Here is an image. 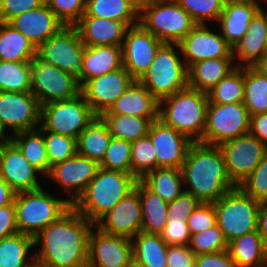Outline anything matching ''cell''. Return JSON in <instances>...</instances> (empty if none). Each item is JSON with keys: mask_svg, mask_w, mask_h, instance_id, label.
Instances as JSON below:
<instances>
[{"mask_svg": "<svg viewBox=\"0 0 267 267\" xmlns=\"http://www.w3.org/2000/svg\"><path fill=\"white\" fill-rule=\"evenodd\" d=\"M95 225L72 206L33 238L38 267H87L89 235Z\"/></svg>", "mask_w": 267, "mask_h": 267, "instance_id": "6da1fadb", "label": "cell"}, {"mask_svg": "<svg viewBox=\"0 0 267 267\" xmlns=\"http://www.w3.org/2000/svg\"><path fill=\"white\" fill-rule=\"evenodd\" d=\"M181 171L184 191L203 203H214L236 187L227 174L223 153L218 146L193 143Z\"/></svg>", "mask_w": 267, "mask_h": 267, "instance_id": "7a4b0ae2", "label": "cell"}, {"mask_svg": "<svg viewBox=\"0 0 267 267\" xmlns=\"http://www.w3.org/2000/svg\"><path fill=\"white\" fill-rule=\"evenodd\" d=\"M137 181L130 173L99 167L95 177L72 207L95 224L134 189Z\"/></svg>", "mask_w": 267, "mask_h": 267, "instance_id": "3957f363", "label": "cell"}, {"mask_svg": "<svg viewBox=\"0 0 267 267\" xmlns=\"http://www.w3.org/2000/svg\"><path fill=\"white\" fill-rule=\"evenodd\" d=\"M208 94L186 87L159 101L158 119L165 125L203 143Z\"/></svg>", "mask_w": 267, "mask_h": 267, "instance_id": "277c9868", "label": "cell"}, {"mask_svg": "<svg viewBox=\"0 0 267 267\" xmlns=\"http://www.w3.org/2000/svg\"><path fill=\"white\" fill-rule=\"evenodd\" d=\"M181 57L179 43H163L138 82L158 101L188 87V67Z\"/></svg>", "mask_w": 267, "mask_h": 267, "instance_id": "5b68a950", "label": "cell"}, {"mask_svg": "<svg viewBox=\"0 0 267 267\" xmlns=\"http://www.w3.org/2000/svg\"><path fill=\"white\" fill-rule=\"evenodd\" d=\"M13 203L18 232L33 238L71 207L66 198H57L43 187L16 193Z\"/></svg>", "mask_w": 267, "mask_h": 267, "instance_id": "8992f818", "label": "cell"}, {"mask_svg": "<svg viewBox=\"0 0 267 267\" xmlns=\"http://www.w3.org/2000/svg\"><path fill=\"white\" fill-rule=\"evenodd\" d=\"M139 24L163 43H179L196 25L175 0H144Z\"/></svg>", "mask_w": 267, "mask_h": 267, "instance_id": "52a82bcc", "label": "cell"}, {"mask_svg": "<svg viewBox=\"0 0 267 267\" xmlns=\"http://www.w3.org/2000/svg\"><path fill=\"white\" fill-rule=\"evenodd\" d=\"M259 204L238 186L214 202L216 225L227 243L257 230Z\"/></svg>", "mask_w": 267, "mask_h": 267, "instance_id": "ba28073f", "label": "cell"}, {"mask_svg": "<svg viewBox=\"0 0 267 267\" xmlns=\"http://www.w3.org/2000/svg\"><path fill=\"white\" fill-rule=\"evenodd\" d=\"M97 117L80 93L75 98L41 106L40 128L75 139Z\"/></svg>", "mask_w": 267, "mask_h": 267, "instance_id": "9c48e42d", "label": "cell"}, {"mask_svg": "<svg viewBox=\"0 0 267 267\" xmlns=\"http://www.w3.org/2000/svg\"><path fill=\"white\" fill-rule=\"evenodd\" d=\"M85 48L78 29L75 26H63L36 48V57L68 72L78 82L83 77L82 56Z\"/></svg>", "mask_w": 267, "mask_h": 267, "instance_id": "30bf717a", "label": "cell"}, {"mask_svg": "<svg viewBox=\"0 0 267 267\" xmlns=\"http://www.w3.org/2000/svg\"><path fill=\"white\" fill-rule=\"evenodd\" d=\"M250 115L243 102L215 104L208 102L203 144L219 146L248 134Z\"/></svg>", "mask_w": 267, "mask_h": 267, "instance_id": "8fae6325", "label": "cell"}, {"mask_svg": "<svg viewBox=\"0 0 267 267\" xmlns=\"http://www.w3.org/2000/svg\"><path fill=\"white\" fill-rule=\"evenodd\" d=\"M31 93L42 106L75 98L80 86L68 72L35 57L31 61Z\"/></svg>", "mask_w": 267, "mask_h": 267, "instance_id": "7c38bea8", "label": "cell"}, {"mask_svg": "<svg viewBox=\"0 0 267 267\" xmlns=\"http://www.w3.org/2000/svg\"><path fill=\"white\" fill-rule=\"evenodd\" d=\"M218 147L223 153L227 174L236 186L267 154V147L250 133L223 142Z\"/></svg>", "mask_w": 267, "mask_h": 267, "instance_id": "4fadbf2b", "label": "cell"}, {"mask_svg": "<svg viewBox=\"0 0 267 267\" xmlns=\"http://www.w3.org/2000/svg\"><path fill=\"white\" fill-rule=\"evenodd\" d=\"M162 44L140 24L128 27L121 47L123 67L138 81L151 66Z\"/></svg>", "mask_w": 267, "mask_h": 267, "instance_id": "5bb4252c", "label": "cell"}, {"mask_svg": "<svg viewBox=\"0 0 267 267\" xmlns=\"http://www.w3.org/2000/svg\"><path fill=\"white\" fill-rule=\"evenodd\" d=\"M40 115L41 105L31 92L0 91V122L6 130L15 134L37 129Z\"/></svg>", "mask_w": 267, "mask_h": 267, "instance_id": "9a60e30c", "label": "cell"}, {"mask_svg": "<svg viewBox=\"0 0 267 267\" xmlns=\"http://www.w3.org/2000/svg\"><path fill=\"white\" fill-rule=\"evenodd\" d=\"M135 81L130 73L122 66L120 69L87 80L80 87V93L90 105L93 112L97 116H100L102 113L108 111L114 102Z\"/></svg>", "mask_w": 267, "mask_h": 267, "instance_id": "2e32d148", "label": "cell"}, {"mask_svg": "<svg viewBox=\"0 0 267 267\" xmlns=\"http://www.w3.org/2000/svg\"><path fill=\"white\" fill-rule=\"evenodd\" d=\"M179 46L188 68L202 60L233 58V48L222 34L214 33L207 24H196L179 42Z\"/></svg>", "mask_w": 267, "mask_h": 267, "instance_id": "e0dca14e", "label": "cell"}, {"mask_svg": "<svg viewBox=\"0 0 267 267\" xmlns=\"http://www.w3.org/2000/svg\"><path fill=\"white\" fill-rule=\"evenodd\" d=\"M132 261L131 239L103 233L95 226L92 228L87 267H128Z\"/></svg>", "mask_w": 267, "mask_h": 267, "instance_id": "ac0fdd59", "label": "cell"}, {"mask_svg": "<svg viewBox=\"0 0 267 267\" xmlns=\"http://www.w3.org/2000/svg\"><path fill=\"white\" fill-rule=\"evenodd\" d=\"M99 167L96 161L76 153L52 166L47 178L63 188L64 193L71 195H68L67 201L72 206L95 177Z\"/></svg>", "mask_w": 267, "mask_h": 267, "instance_id": "d6986e66", "label": "cell"}, {"mask_svg": "<svg viewBox=\"0 0 267 267\" xmlns=\"http://www.w3.org/2000/svg\"><path fill=\"white\" fill-rule=\"evenodd\" d=\"M100 231L131 239L142 230L139 192L134 188L95 224Z\"/></svg>", "mask_w": 267, "mask_h": 267, "instance_id": "ffe728a7", "label": "cell"}, {"mask_svg": "<svg viewBox=\"0 0 267 267\" xmlns=\"http://www.w3.org/2000/svg\"><path fill=\"white\" fill-rule=\"evenodd\" d=\"M148 136L156 151L157 168L181 169L188 149L194 142L158 118L152 121Z\"/></svg>", "mask_w": 267, "mask_h": 267, "instance_id": "44dd1931", "label": "cell"}, {"mask_svg": "<svg viewBox=\"0 0 267 267\" xmlns=\"http://www.w3.org/2000/svg\"><path fill=\"white\" fill-rule=\"evenodd\" d=\"M37 174L41 175L12 141L0 147V176L15 193L41 188Z\"/></svg>", "mask_w": 267, "mask_h": 267, "instance_id": "7402d4cb", "label": "cell"}, {"mask_svg": "<svg viewBox=\"0 0 267 267\" xmlns=\"http://www.w3.org/2000/svg\"><path fill=\"white\" fill-rule=\"evenodd\" d=\"M260 0H226L217 20L222 37L233 48L247 33L249 23L262 8Z\"/></svg>", "mask_w": 267, "mask_h": 267, "instance_id": "603a6c76", "label": "cell"}, {"mask_svg": "<svg viewBox=\"0 0 267 267\" xmlns=\"http://www.w3.org/2000/svg\"><path fill=\"white\" fill-rule=\"evenodd\" d=\"M8 23L26 36L36 48L64 26L46 3L15 16Z\"/></svg>", "mask_w": 267, "mask_h": 267, "instance_id": "cb8c5ba5", "label": "cell"}, {"mask_svg": "<svg viewBox=\"0 0 267 267\" xmlns=\"http://www.w3.org/2000/svg\"><path fill=\"white\" fill-rule=\"evenodd\" d=\"M86 46H121L128 26L111 19L82 16L75 25Z\"/></svg>", "mask_w": 267, "mask_h": 267, "instance_id": "d4e9b609", "label": "cell"}, {"mask_svg": "<svg viewBox=\"0 0 267 267\" xmlns=\"http://www.w3.org/2000/svg\"><path fill=\"white\" fill-rule=\"evenodd\" d=\"M266 33L267 12L262 7L250 21L245 36L233 47L236 66H252L265 54Z\"/></svg>", "mask_w": 267, "mask_h": 267, "instance_id": "484cf974", "label": "cell"}, {"mask_svg": "<svg viewBox=\"0 0 267 267\" xmlns=\"http://www.w3.org/2000/svg\"><path fill=\"white\" fill-rule=\"evenodd\" d=\"M158 109L159 101L149 90L135 81L110 109L102 114L158 117Z\"/></svg>", "mask_w": 267, "mask_h": 267, "instance_id": "4316f807", "label": "cell"}, {"mask_svg": "<svg viewBox=\"0 0 267 267\" xmlns=\"http://www.w3.org/2000/svg\"><path fill=\"white\" fill-rule=\"evenodd\" d=\"M83 77L78 81L81 87L87 80L100 77L120 69L122 64L121 46H86L83 56Z\"/></svg>", "mask_w": 267, "mask_h": 267, "instance_id": "83f0119b", "label": "cell"}, {"mask_svg": "<svg viewBox=\"0 0 267 267\" xmlns=\"http://www.w3.org/2000/svg\"><path fill=\"white\" fill-rule=\"evenodd\" d=\"M236 67L233 58L207 59L188 68V86L208 93Z\"/></svg>", "mask_w": 267, "mask_h": 267, "instance_id": "f1b7e54d", "label": "cell"}, {"mask_svg": "<svg viewBox=\"0 0 267 267\" xmlns=\"http://www.w3.org/2000/svg\"><path fill=\"white\" fill-rule=\"evenodd\" d=\"M227 251L237 267H267V247L257 230L228 242Z\"/></svg>", "mask_w": 267, "mask_h": 267, "instance_id": "f546056e", "label": "cell"}, {"mask_svg": "<svg viewBox=\"0 0 267 267\" xmlns=\"http://www.w3.org/2000/svg\"><path fill=\"white\" fill-rule=\"evenodd\" d=\"M131 242L134 262L144 267H167L168 245L160 234L140 231Z\"/></svg>", "mask_w": 267, "mask_h": 267, "instance_id": "4dcf8cb0", "label": "cell"}, {"mask_svg": "<svg viewBox=\"0 0 267 267\" xmlns=\"http://www.w3.org/2000/svg\"><path fill=\"white\" fill-rule=\"evenodd\" d=\"M83 16L120 21L130 27L139 24V6L133 0H86Z\"/></svg>", "mask_w": 267, "mask_h": 267, "instance_id": "1f68e13d", "label": "cell"}, {"mask_svg": "<svg viewBox=\"0 0 267 267\" xmlns=\"http://www.w3.org/2000/svg\"><path fill=\"white\" fill-rule=\"evenodd\" d=\"M36 47L8 22H0V61L31 62Z\"/></svg>", "mask_w": 267, "mask_h": 267, "instance_id": "d6a6232c", "label": "cell"}, {"mask_svg": "<svg viewBox=\"0 0 267 267\" xmlns=\"http://www.w3.org/2000/svg\"><path fill=\"white\" fill-rule=\"evenodd\" d=\"M112 137L107 125L97 116L77 137V153L100 164Z\"/></svg>", "mask_w": 267, "mask_h": 267, "instance_id": "836d02e7", "label": "cell"}, {"mask_svg": "<svg viewBox=\"0 0 267 267\" xmlns=\"http://www.w3.org/2000/svg\"><path fill=\"white\" fill-rule=\"evenodd\" d=\"M139 181L168 203L184 192L182 171L177 168H156L146 173Z\"/></svg>", "mask_w": 267, "mask_h": 267, "instance_id": "e575fe53", "label": "cell"}, {"mask_svg": "<svg viewBox=\"0 0 267 267\" xmlns=\"http://www.w3.org/2000/svg\"><path fill=\"white\" fill-rule=\"evenodd\" d=\"M139 192L142 211V230L160 234L168 220V202L148 190L139 180L134 187Z\"/></svg>", "mask_w": 267, "mask_h": 267, "instance_id": "d590c367", "label": "cell"}, {"mask_svg": "<svg viewBox=\"0 0 267 267\" xmlns=\"http://www.w3.org/2000/svg\"><path fill=\"white\" fill-rule=\"evenodd\" d=\"M11 141L21 150L28 162L44 177L50 173L43 130L39 127L12 134Z\"/></svg>", "mask_w": 267, "mask_h": 267, "instance_id": "8d00e7d4", "label": "cell"}, {"mask_svg": "<svg viewBox=\"0 0 267 267\" xmlns=\"http://www.w3.org/2000/svg\"><path fill=\"white\" fill-rule=\"evenodd\" d=\"M32 248L33 237L20 232L0 238V267H35Z\"/></svg>", "mask_w": 267, "mask_h": 267, "instance_id": "74e56055", "label": "cell"}, {"mask_svg": "<svg viewBox=\"0 0 267 267\" xmlns=\"http://www.w3.org/2000/svg\"><path fill=\"white\" fill-rule=\"evenodd\" d=\"M99 117L113 137L129 142L147 136L152 121L158 118L117 114H101Z\"/></svg>", "mask_w": 267, "mask_h": 267, "instance_id": "f35d334b", "label": "cell"}, {"mask_svg": "<svg viewBox=\"0 0 267 267\" xmlns=\"http://www.w3.org/2000/svg\"><path fill=\"white\" fill-rule=\"evenodd\" d=\"M243 104L249 115L267 113V76L244 66Z\"/></svg>", "mask_w": 267, "mask_h": 267, "instance_id": "ab89813d", "label": "cell"}, {"mask_svg": "<svg viewBox=\"0 0 267 267\" xmlns=\"http://www.w3.org/2000/svg\"><path fill=\"white\" fill-rule=\"evenodd\" d=\"M243 90L244 66H236L207 93L208 101L215 104L243 102Z\"/></svg>", "mask_w": 267, "mask_h": 267, "instance_id": "60d3db41", "label": "cell"}, {"mask_svg": "<svg viewBox=\"0 0 267 267\" xmlns=\"http://www.w3.org/2000/svg\"><path fill=\"white\" fill-rule=\"evenodd\" d=\"M0 91L31 92V62L0 61Z\"/></svg>", "mask_w": 267, "mask_h": 267, "instance_id": "b9f144b4", "label": "cell"}, {"mask_svg": "<svg viewBox=\"0 0 267 267\" xmlns=\"http://www.w3.org/2000/svg\"><path fill=\"white\" fill-rule=\"evenodd\" d=\"M131 167L137 180L157 168L156 151L148 135L131 142Z\"/></svg>", "mask_w": 267, "mask_h": 267, "instance_id": "7bdbcfd3", "label": "cell"}, {"mask_svg": "<svg viewBox=\"0 0 267 267\" xmlns=\"http://www.w3.org/2000/svg\"><path fill=\"white\" fill-rule=\"evenodd\" d=\"M99 166L107 170L132 174L131 142L112 137Z\"/></svg>", "mask_w": 267, "mask_h": 267, "instance_id": "ee69618b", "label": "cell"}, {"mask_svg": "<svg viewBox=\"0 0 267 267\" xmlns=\"http://www.w3.org/2000/svg\"><path fill=\"white\" fill-rule=\"evenodd\" d=\"M47 157L51 167L77 153L76 139L54 132L43 131Z\"/></svg>", "mask_w": 267, "mask_h": 267, "instance_id": "f6af8a7d", "label": "cell"}, {"mask_svg": "<svg viewBox=\"0 0 267 267\" xmlns=\"http://www.w3.org/2000/svg\"><path fill=\"white\" fill-rule=\"evenodd\" d=\"M191 16L196 24L217 22L226 0H175Z\"/></svg>", "mask_w": 267, "mask_h": 267, "instance_id": "bcb514c9", "label": "cell"}, {"mask_svg": "<svg viewBox=\"0 0 267 267\" xmlns=\"http://www.w3.org/2000/svg\"><path fill=\"white\" fill-rule=\"evenodd\" d=\"M237 186L258 202L267 200V154Z\"/></svg>", "mask_w": 267, "mask_h": 267, "instance_id": "7dc6e473", "label": "cell"}, {"mask_svg": "<svg viewBox=\"0 0 267 267\" xmlns=\"http://www.w3.org/2000/svg\"><path fill=\"white\" fill-rule=\"evenodd\" d=\"M195 255L227 250V242L218 226L193 234L189 244Z\"/></svg>", "mask_w": 267, "mask_h": 267, "instance_id": "c3c4849f", "label": "cell"}, {"mask_svg": "<svg viewBox=\"0 0 267 267\" xmlns=\"http://www.w3.org/2000/svg\"><path fill=\"white\" fill-rule=\"evenodd\" d=\"M64 26H75L85 14L86 0H45Z\"/></svg>", "mask_w": 267, "mask_h": 267, "instance_id": "681fc988", "label": "cell"}, {"mask_svg": "<svg viewBox=\"0 0 267 267\" xmlns=\"http://www.w3.org/2000/svg\"><path fill=\"white\" fill-rule=\"evenodd\" d=\"M187 225L191 236L216 226V212L214 203L201 202L187 218Z\"/></svg>", "mask_w": 267, "mask_h": 267, "instance_id": "f907efd6", "label": "cell"}, {"mask_svg": "<svg viewBox=\"0 0 267 267\" xmlns=\"http://www.w3.org/2000/svg\"><path fill=\"white\" fill-rule=\"evenodd\" d=\"M160 235L168 246L189 245L191 241V234L185 218L168 217L166 226Z\"/></svg>", "mask_w": 267, "mask_h": 267, "instance_id": "816d5d0a", "label": "cell"}, {"mask_svg": "<svg viewBox=\"0 0 267 267\" xmlns=\"http://www.w3.org/2000/svg\"><path fill=\"white\" fill-rule=\"evenodd\" d=\"M45 0H0V22H9L15 16L39 8Z\"/></svg>", "mask_w": 267, "mask_h": 267, "instance_id": "f5cc1de1", "label": "cell"}, {"mask_svg": "<svg viewBox=\"0 0 267 267\" xmlns=\"http://www.w3.org/2000/svg\"><path fill=\"white\" fill-rule=\"evenodd\" d=\"M201 202L191 193L184 191L168 203V217L187 219Z\"/></svg>", "mask_w": 267, "mask_h": 267, "instance_id": "db71d44e", "label": "cell"}, {"mask_svg": "<svg viewBox=\"0 0 267 267\" xmlns=\"http://www.w3.org/2000/svg\"><path fill=\"white\" fill-rule=\"evenodd\" d=\"M166 260L167 267H195L196 255L189 245H169Z\"/></svg>", "mask_w": 267, "mask_h": 267, "instance_id": "11a10c76", "label": "cell"}, {"mask_svg": "<svg viewBox=\"0 0 267 267\" xmlns=\"http://www.w3.org/2000/svg\"><path fill=\"white\" fill-rule=\"evenodd\" d=\"M195 267H237L227 250L197 254Z\"/></svg>", "mask_w": 267, "mask_h": 267, "instance_id": "9f6ffc18", "label": "cell"}, {"mask_svg": "<svg viewBox=\"0 0 267 267\" xmlns=\"http://www.w3.org/2000/svg\"><path fill=\"white\" fill-rule=\"evenodd\" d=\"M18 232L16 209L14 203L0 208V238L14 235Z\"/></svg>", "mask_w": 267, "mask_h": 267, "instance_id": "6f0895ef", "label": "cell"}, {"mask_svg": "<svg viewBox=\"0 0 267 267\" xmlns=\"http://www.w3.org/2000/svg\"><path fill=\"white\" fill-rule=\"evenodd\" d=\"M249 133L259 139L267 147V113L250 116Z\"/></svg>", "mask_w": 267, "mask_h": 267, "instance_id": "680465c9", "label": "cell"}, {"mask_svg": "<svg viewBox=\"0 0 267 267\" xmlns=\"http://www.w3.org/2000/svg\"><path fill=\"white\" fill-rule=\"evenodd\" d=\"M257 231L267 247V200L260 202L257 216Z\"/></svg>", "mask_w": 267, "mask_h": 267, "instance_id": "91938a15", "label": "cell"}, {"mask_svg": "<svg viewBox=\"0 0 267 267\" xmlns=\"http://www.w3.org/2000/svg\"><path fill=\"white\" fill-rule=\"evenodd\" d=\"M15 192L0 176V208L13 203Z\"/></svg>", "mask_w": 267, "mask_h": 267, "instance_id": "94428289", "label": "cell"}, {"mask_svg": "<svg viewBox=\"0 0 267 267\" xmlns=\"http://www.w3.org/2000/svg\"><path fill=\"white\" fill-rule=\"evenodd\" d=\"M252 67L260 74L267 76V54H264Z\"/></svg>", "mask_w": 267, "mask_h": 267, "instance_id": "6125c7cd", "label": "cell"}, {"mask_svg": "<svg viewBox=\"0 0 267 267\" xmlns=\"http://www.w3.org/2000/svg\"><path fill=\"white\" fill-rule=\"evenodd\" d=\"M12 134H8L6 132L5 127L2 125L0 122V147L3 146L4 144H7L11 141Z\"/></svg>", "mask_w": 267, "mask_h": 267, "instance_id": "be15d7a7", "label": "cell"}, {"mask_svg": "<svg viewBox=\"0 0 267 267\" xmlns=\"http://www.w3.org/2000/svg\"><path fill=\"white\" fill-rule=\"evenodd\" d=\"M128 267H144L140 264H137L136 262L132 261L131 264Z\"/></svg>", "mask_w": 267, "mask_h": 267, "instance_id": "e7e4bbea", "label": "cell"}, {"mask_svg": "<svg viewBox=\"0 0 267 267\" xmlns=\"http://www.w3.org/2000/svg\"><path fill=\"white\" fill-rule=\"evenodd\" d=\"M138 6L142 4L144 0H133Z\"/></svg>", "mask_w": 267, "mask_h": 267, "instance_id": "03108f58", "label": "cell"}, {"mask_svg": "<svg viewBox=\"0 0 267 267\" xmlns=\"http://www.w3.org/2000/svg\"><path fill=\"white\" fill-rule=\"evenodd\" d=\"M265 54H267V33H266V37H265Z\"/></svg>", "mask_w": 267, "mask_h": 267, "instance_id": "003e7915", "label": "cell"}]
</instances>
